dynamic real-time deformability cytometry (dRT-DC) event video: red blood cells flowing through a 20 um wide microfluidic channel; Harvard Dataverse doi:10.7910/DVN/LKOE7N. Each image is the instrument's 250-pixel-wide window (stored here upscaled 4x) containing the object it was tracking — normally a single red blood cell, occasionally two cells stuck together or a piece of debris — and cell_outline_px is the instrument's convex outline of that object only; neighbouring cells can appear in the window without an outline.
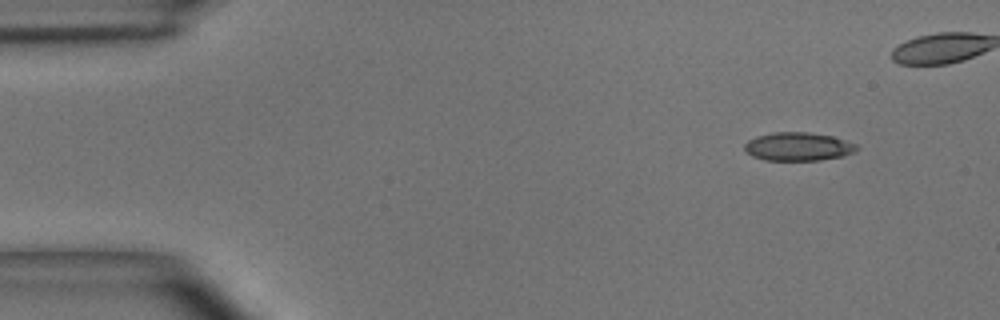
{"species": "common noctule bat (a hibernating species)", "species_latin": "Nyctalus noctula", "temperature_condition": "room temperature", "stored_images_in_passage": 2, "camera_frame_rate_fps": 3000, "um_per_image_px": 0.085, "animal": {"sex": "male", "body_mass_g": 15.6}, "frame": {"image": 1, "passage_image": 1, "time_ms": 0.0, "image_size_px": [1000, 320], "cell_outline_px": [[860, 148], [844, 156], [820, 160], [764, 160], [752, 156], [744, 148], [744, 144], [748, 140], [756, 136], [772, 132], [808, 132], [832, 136], [856, 144]], "centroid_in_image_um": [67.83, 12.46], "position_along_channel_um": 17.2, "area_um2": 18.55}}